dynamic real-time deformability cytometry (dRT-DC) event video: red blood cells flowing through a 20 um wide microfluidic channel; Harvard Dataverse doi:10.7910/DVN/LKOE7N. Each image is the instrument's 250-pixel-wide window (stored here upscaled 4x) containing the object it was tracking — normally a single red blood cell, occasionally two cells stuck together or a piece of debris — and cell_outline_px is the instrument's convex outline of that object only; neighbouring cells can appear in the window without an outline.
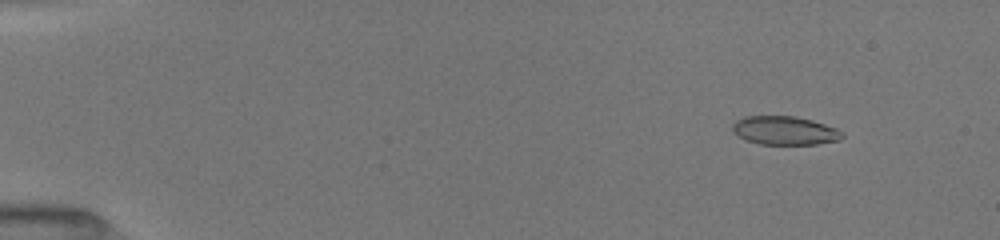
{"species": "common noctule bat (a hibernating species)", "species_latin": "Nyctalus noctula", "temperature_condition": "room temperature", "stored_images_in_passage": 52, "camera_frame_rate_fps": 3000, "um_per_image_px": 0.085, "animal": {"sex": "female", "body_mass_g": 19.5, "forearm_length_mm": 54.1}, "frame": {"image": 1, "passage_image": 6, "time_ms": 1.667, "image_size_px": [1000, 240], "cell_outline_px": [[844, 136], [840, 140], [816, 144], [760, 144], [748, 140], [740, 136], [732, 128], [732, 124], [736, 120], [744, 116], [796, 116], [812, 120], [836, 128], [844, 132]], "centroid_in_image_um": [66.74, 11.09], "position_along_channel_um": 18.3, "area_um2": 18.21}}
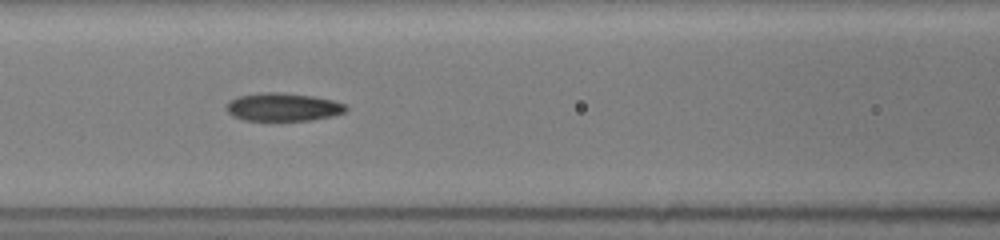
{"frame": {"image": 2, "passage_image": 24, "time_ms": 7.667, "image_size_px": [1000, 240], "cell_outline_px": [[348, 108], [344, 112], [332, 116], [312, 120], [244, 120], [232, 116], [224, 108], [224, 104], [228, 100], [236, 96], [260, 92], [280, 92], [312, 96], [332, 100], [344, 104]], "centroid_in_image_um": [23.97, 9.09], "position_along_channel_um": 142.6, "area_um2": 19.77}}
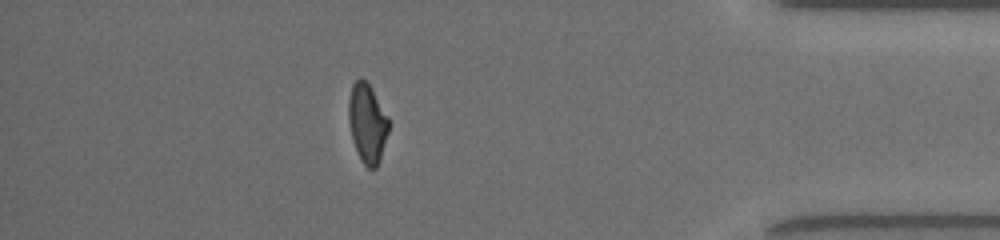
{"frame": {"image": 3, "passage_image": 46, "time_ms": 15.0, "image_size_px": [1000, 240], "cell_outline_px": [[388, 132], [380, 160], [376, 168], [368, 168], [360, 160], [352, 140], [348, 120], [348, 100], [352, 84], [360, 76], [372, 88], [388, 116]], "centroid_in_image_um": [31.2, 10.46], "position_along_channel_um": 404.0, "area_um2": 18.61}, "authors_computed_cell_mechanics": {"area_um2": 19.3052, "velocity_mm_per_s": 4.0423, "shape_relaxation_time_tau1_ms": null, "shape_relaxation_time_tau2_ms": 2.8193, "deformation_change_tau1": null, "deformation_change_tau2": 0.0933}}